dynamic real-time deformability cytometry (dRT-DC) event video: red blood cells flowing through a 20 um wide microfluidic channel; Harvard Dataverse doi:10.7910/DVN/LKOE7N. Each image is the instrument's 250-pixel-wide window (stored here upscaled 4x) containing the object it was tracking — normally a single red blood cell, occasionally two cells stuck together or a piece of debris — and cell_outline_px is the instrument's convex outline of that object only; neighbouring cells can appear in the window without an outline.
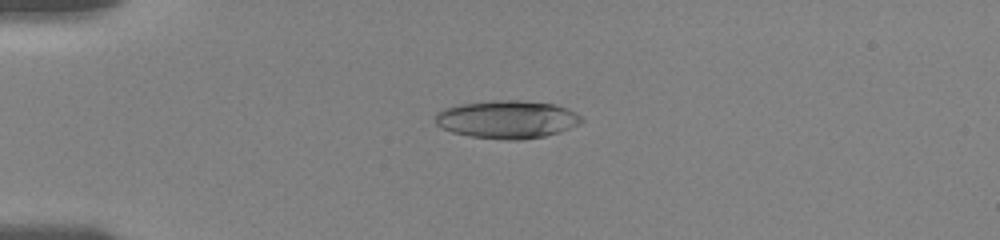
{"species": "human", "species_latin": "Homo sapiens", "temperature_condition": "room temperature", "stored_images_in_passage": 31, "camera_frame_rate_fps": 3000, "um_per_image_px": 0.085, "donor": {"sex": "female"}, "frame": {"image": 1, "passage_image": 9, "time_ms": 3.667, "image_size_px": [1000, 240], "cell_outline_px": [[584, 120], [580, 124], [560, 132], [544, 136], [516, 140], [508, 140], [468, 136], [452, 132], [436, 124], [436, 112], [444, 108], [460, 104], [496, 100], [520, 100], [552, 104], [568, 108], [580, 116]], "centroid_in_image_um": [43.11, 10.15], "position_along_channel_um": 41.9, "area_um2": 32.25}}
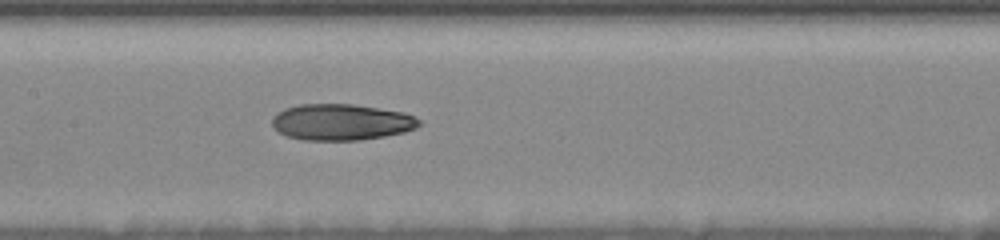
{"frame": {"image": 2, "passage_image": 20, "time_ms": 8.333, "image_size_px": [1000, 240], "cell_outline_px": [[420, 124], [416, 128], [404, 132], [384, 136], [360, 140], [304, 140], [288, 136], [272, 128], [272, 120], [284, 108], [300, 104], [352, 104], [404, 112], [420, 120]], "centroid_in_image_um": [29.01, 10.38], "position_along_channel_um": 178.4, "area_um2": 30.87}}
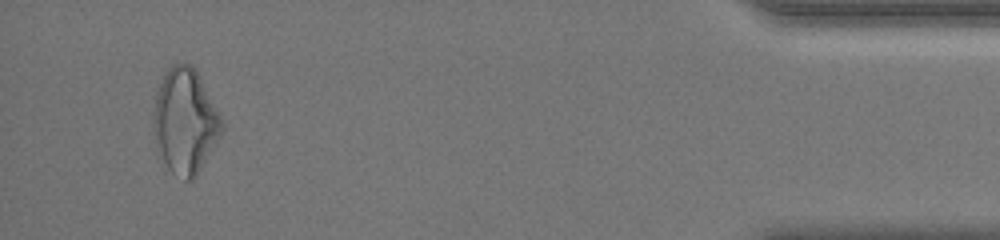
{"frame": {"image": 3, "passage_image": 30, "time_ms": 16.667, "image_size_px": [1000, 240], "cell_outline_px": [[224, 128], [196, 176], [192, 180], [184, 180], [172, 172], [168, 168], [156, 152], [152, 124], [152, 120], [156, 96], [164, 72], [172, 64], [188, 64], [196, 72], [220, 112]], "centroid_in_image_um": [15.7, 10.33], "position_along_channel_um": 419.5, "area_um2": 41.67}, "authors_computed_cell_mechanics": {"area_um2": 32.2524, "velocity_mm_per_s": 3.652, "shape_relaxation_time_tau1_ms": 8.439, "shape_relaxation_time_tau2_ms": 4.0179, "deformation_change_tau1": 0.2163, "deformation_change_tau2": 0.1189}}